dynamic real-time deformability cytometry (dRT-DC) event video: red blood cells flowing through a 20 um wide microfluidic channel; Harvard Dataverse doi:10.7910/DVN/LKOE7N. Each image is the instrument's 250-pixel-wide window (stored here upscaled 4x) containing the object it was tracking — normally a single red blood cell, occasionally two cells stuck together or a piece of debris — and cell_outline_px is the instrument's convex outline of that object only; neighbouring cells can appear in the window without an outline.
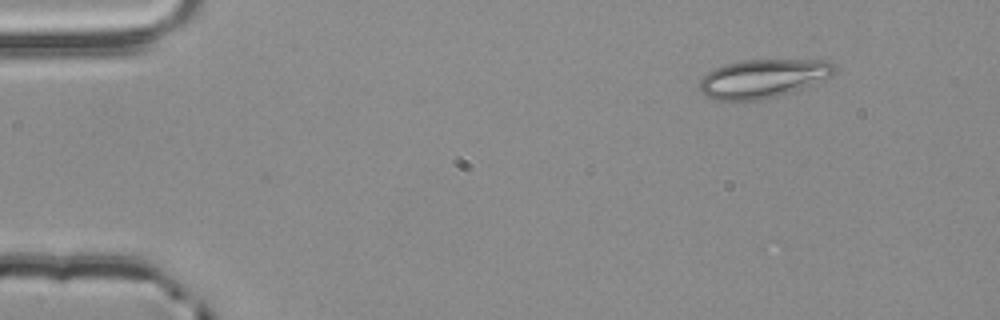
{"species": "common noctule bat (a hibernating species)", "species_latin": "Nyctalus noctula", "temperature_condition": "room temperature", "stored_images_in_passage": 3, "camera_frame_rate_fps": 3000, "um_per_image_px": 0.085, "animal": {"sex": "male", "body_mass_g": 20.4}, "frame": {"image": 1, "passage_image": 1, "time_ms": 0.0, "image_size_px": [1000, 320], "cell_outline_px": [[840, 68], [832, 76], [792, 92], [760, 100], [716, 100], [704, 96], [700, 92], [700, 80], [712, 68], [724, 64], [740, 60], [828, 60], [836, 64]], "centroid_in_image_um": [64.87, 6.66], "position_along_channel_um": 20.1, "area_um2": 30.69}}